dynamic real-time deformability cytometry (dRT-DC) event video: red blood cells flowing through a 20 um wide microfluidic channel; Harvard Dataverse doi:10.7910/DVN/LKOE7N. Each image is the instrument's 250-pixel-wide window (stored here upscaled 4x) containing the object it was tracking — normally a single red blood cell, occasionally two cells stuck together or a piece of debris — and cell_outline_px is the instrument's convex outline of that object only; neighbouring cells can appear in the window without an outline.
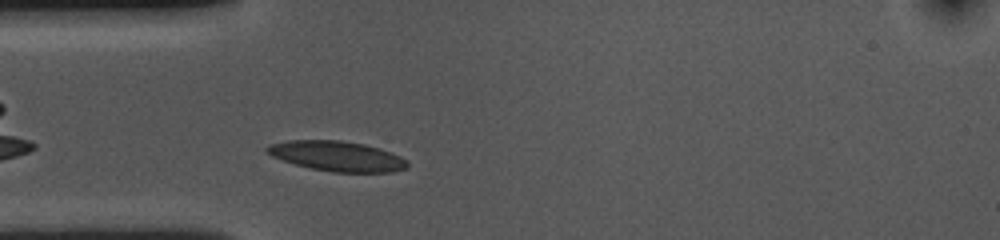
{"species": "common noctule bat (a hibernating species)", "species_latin": "Nyctalus noctula", "temperature_condition": "cold", "stored_images_in_passage": 32, "camera_frame_rate_fps": 3000, "um_per_image_px": 0.085, "animal": {"sex": "female", "body_mass_g": 10.0, "forearm_length_mm": 53.1}, "frame": {"image": 1, "passage_image": 4, "time_ms": 1.0, "image_size_px": [1000, 240], "cell_outline_px": [[408, 168], [392, 172], [332, 172], [312, 168], [296, 164], [272, 156], [264, 152], [264, 148], [268, 144], [288, 140], [340, 140], [364, 144], [380, 148], [400, 156], [408, 160]], "centroid_in_image_um": [28.65, 13.26], "position_along_channel_um": 56.4, "area_um2": 24.68}}
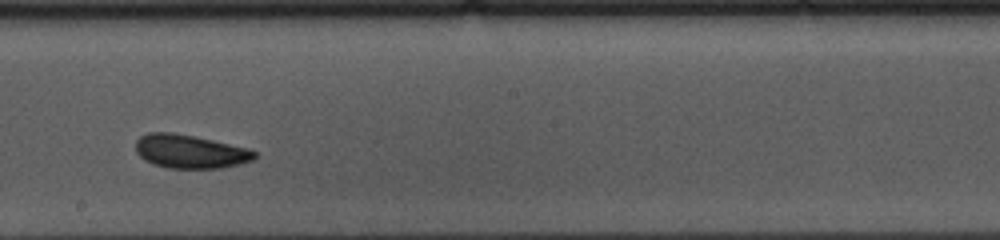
{"frame": {"image": 2, "passage_image": 19, "time_ms": 6.0, "image_size_px": [1000, 240], "cell_outline_px": [[256, 156], [252, 160], [240, 164], [220, 168], [168, 168], [152, 164], [144, 160], [136, 152], [136, 140], [140, 136], [148, 132], [172, 132], [212, 140], [248, 148], [256, 152]], "centroid_in_image_um": [16.12, 12.88], "position_along_channel_um": 232.1, "area_um2": 23.24}}
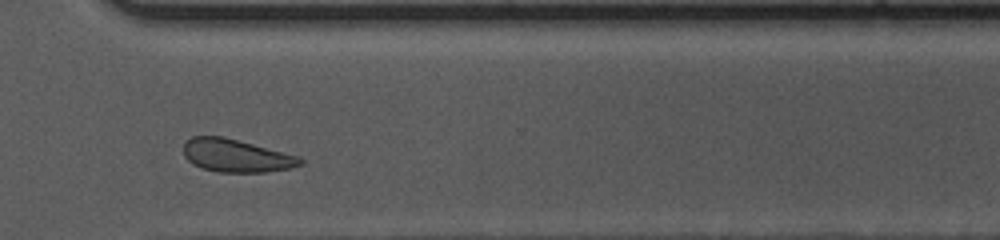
{"frame": {"image": 3, "passage_image": 29, "time_ms": 9.333, "image_size_px": [1000, 240], "cell_outline_px": [[304, 164], [292, 168], [268, 172], [220, 172], [204, 168], [192, 164], [184, 156], [184, 144], [192, 136], [224, 136], [300, 156], [304, 160]], "centroid_in_image_um": [20.13, 13.23], "position_along_channel_um": 350.5, "area_um2": 22.54}, "authors_computed_cell_mechanics": {"area_um2": 23.0044, "velocity_mm_per_s": 3.552, "shape_relaxation_time_tau1_ms": 2.2124, "shape_relaxation_time_tau2_ms": 2.6998, "deformation_change_tau1": 0.0726, "deformation_change_tau2": 0.0732}}